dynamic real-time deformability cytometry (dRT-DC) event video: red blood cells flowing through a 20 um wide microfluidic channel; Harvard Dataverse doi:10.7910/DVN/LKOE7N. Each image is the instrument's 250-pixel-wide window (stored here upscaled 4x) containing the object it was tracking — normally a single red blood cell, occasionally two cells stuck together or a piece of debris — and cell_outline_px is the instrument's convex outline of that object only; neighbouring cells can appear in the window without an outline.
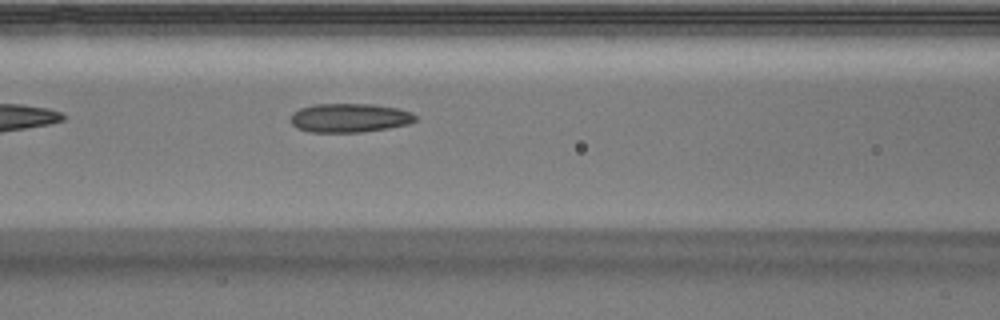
{"species": "Egyptian fruit bat (a non-hibernating species)", "species_latin": "Rousettus aegyptiacus", "temperature_condition": "warm", "stored_images_in_passage": 22, "camera_frame_rate_fps": 3000, "um_per_image_px": 0.085, "animal": {"sex": "male"}, "frame": {"image": 1, "passage_image": 7, "time_ms": 2.0, "image_size_px": [1000, 320], "cell_outline_px": [[416, 120], [408, 124], [388, 128], [360, 132], [312, 132], [296, 128], [292, 124], [292, 112], [300, 108], [312, 104], [372, 104], [396, 108], [412, 112], [416, 116]], "centroid_in_image_um": [29.7, 10.01], "position_along_channel_um": 136.9, "area_um2": 20.98}}
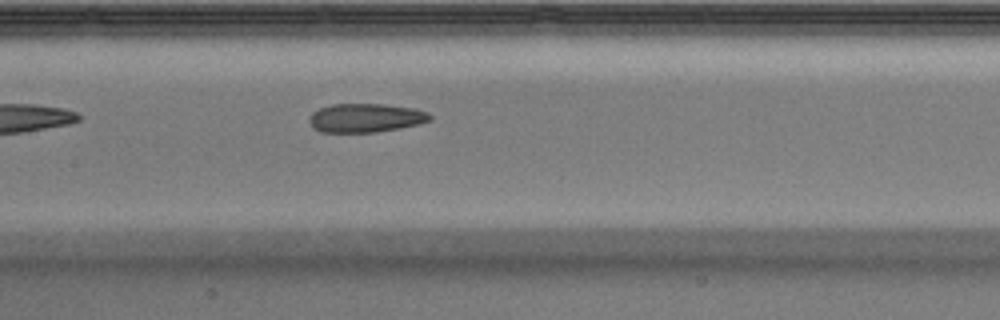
{"frame": {"image": 2, "passage_image": 10, "time_ms": 3.0, "image_size_px": [1000, 320], "cell_outline_px": [[432, 120], [420, 124], [400, 128], [376, 132], [320, 132], [312, 128], [308, 120], [312, 112], [320, 108], [332, 104], [384, 104], [416, 108], [428, 112], [432, 116]], "centroid_in_image_um": [31.1, 10.02], "position_along_channel_um": 176.3, "area_um2": 20.52}}
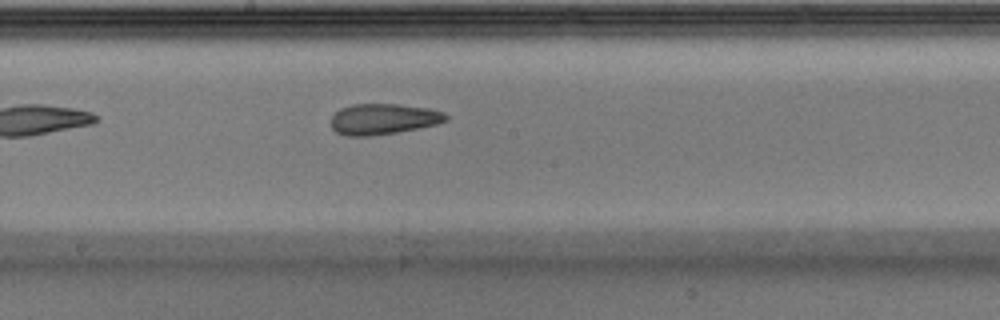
{"frame": {"image": 3, "passage_image": 13, "time_ms": 4.0, "image_size_px": [1000, 320], "cell_outline_px": [[448, 120], [436, 124], [396, 132], [368, 136], [344, 136], [336, 132], [332, 128], [332, 116], [340, 108], [352, 104], [396, 104], [428, 108], [444, 112], [448, 116]], "centroid_in_image_um": [32.56, 10.11], "position_along_channel_um": 215.6, "area_um2": 20.52}}